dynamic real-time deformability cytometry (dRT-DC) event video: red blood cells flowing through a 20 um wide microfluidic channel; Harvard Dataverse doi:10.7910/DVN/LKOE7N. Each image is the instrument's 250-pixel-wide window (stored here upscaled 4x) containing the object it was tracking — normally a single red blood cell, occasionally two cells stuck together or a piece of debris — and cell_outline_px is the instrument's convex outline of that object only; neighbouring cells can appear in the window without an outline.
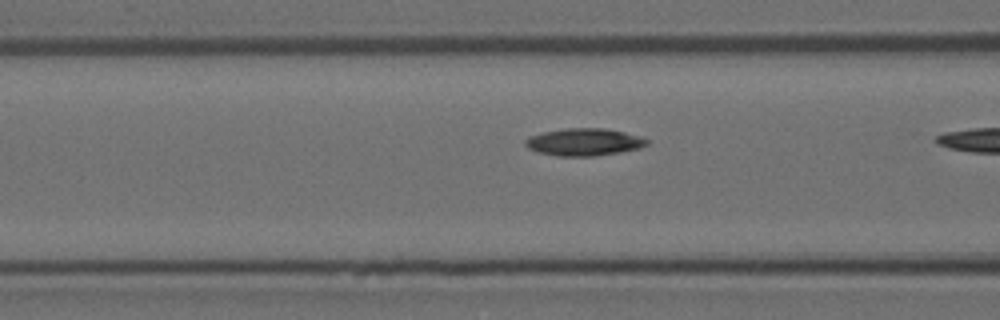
{"species": "Egyptian fruit bat (a non-hibernating species)", "species_latin": "Rousettus aegyptiacus", "temperature_condition": "room temperature", "stored_images_in_passage": 19, "camera_frame_rate_fps": 3000, "um_per_image_px": 0.085, "animal": {"sex": "female"}, "frame": {"image": 1, "passage_image": 18, "time_ms": 5.667, "image_size_px": [1000, 320], "cell_outline_px": [[648, 144], [640, 148], [620, 152], [592, 156], [556, 156], [536, 152], [528, 148], [524, 144], [524, 140], [532, 136], [544, 132], [568, 128], [604, 128], [624, 132], [640, 136], [648, 140]], "centroid_in_image_um": [49.64, 12.08], "position_along_channel_um": 117.0, "area_um2": 19.31}}